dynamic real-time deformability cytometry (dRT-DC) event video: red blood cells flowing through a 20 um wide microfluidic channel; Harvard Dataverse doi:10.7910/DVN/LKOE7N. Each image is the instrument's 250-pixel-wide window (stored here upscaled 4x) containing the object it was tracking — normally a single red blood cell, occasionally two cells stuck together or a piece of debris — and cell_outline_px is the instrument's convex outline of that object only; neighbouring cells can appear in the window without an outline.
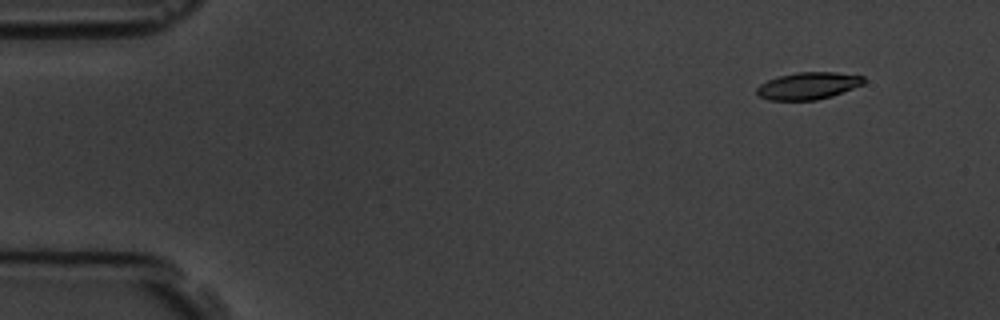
{"species": "common noctule bat (a hibernating species)", "species_latin": "Nyctalus noctula", "temperature_condition": "room temperature", "stored_images_in_passage": 5, "segment_of_instrument_passage": [2, 2], "camera_frame_rate_fps": 3000, "um_per_image_px": 0.085, "animal": {"sex": "male", "body_mass_g": 19.5, "forearm_length_mm": 54.6}, "frame": {"image": 1, "passage_image": 5, "time_ms": 5.0, "image_size_px": [1000, 320], "cell_outline_px": [[864, 84], [832, 96], [816, 100], [768, 100], [760, 96], [756, 92], [756, 88], [760, 84], [776, 76], [796, 72], [836, 72], [864, 76]], "centroid_in_image_um": [68.68, 7.28], "position_along_channel_um": 16.3, "area_um2": 16.99}}